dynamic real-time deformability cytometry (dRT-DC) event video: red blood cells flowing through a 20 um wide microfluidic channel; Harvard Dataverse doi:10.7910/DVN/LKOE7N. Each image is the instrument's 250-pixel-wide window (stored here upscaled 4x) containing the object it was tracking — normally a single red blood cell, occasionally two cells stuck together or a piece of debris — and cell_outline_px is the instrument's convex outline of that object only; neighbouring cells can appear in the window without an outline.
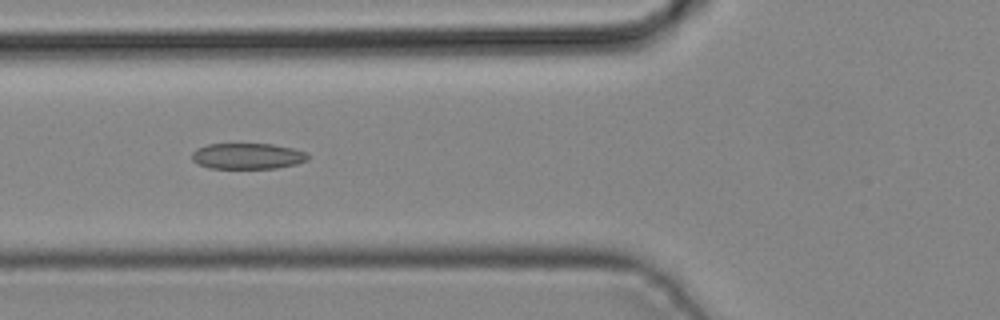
{"species": "common noctule bat (a hibernating species)", "species_latin": "Nyctalus noctula", "temperature_condition": "cold", "stored_images_in_passage": 4, "camera_frame_rate_fps": 3000, "um_per_image_px": 0.085, "animal": {"sex": "male", "body_mass_g": 19.2, "forearm_length_mm": 51.8}, "frame": {"image": 1, "passage_image": 3, "time_ms": 0.667, "image_size_px": [1000, 320], "cell_outline_px": [[308, 160], [296, 164], [276, 168], [208, 168], [196, 164], [192, 160], [192, 152], [196, 148], [208, 144], [272, 144], [292, 148], [308, 152]], "centroid_in_image_um": [21.02, 13.27], "position_along_channel_um": 104.8, "area_um2": 17.63}}
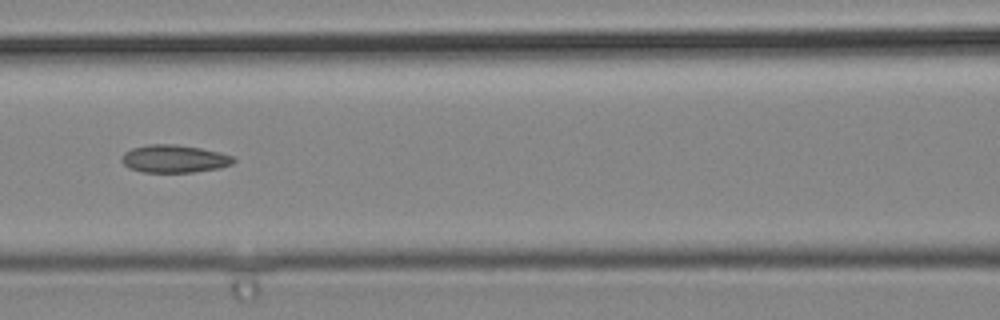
{"frame": {"image": 2, "passage_image": 4, "time_ms": 1.0, "image_size_px": [1000, 320], "cell_outline_px": [[236, 160], [232, 164], [220, 168], [192, 172], [144, 172], [128, 168], [120, 160], [120, 156], [124, 152], [132, 148], [148, 144], [176, 144], [200, 148], [220, 152], [232, 156]], "centroid_in_image_um": [14.78, 13.49], "position_along_channel_um": 151.8, "area_um2": 18.21}}